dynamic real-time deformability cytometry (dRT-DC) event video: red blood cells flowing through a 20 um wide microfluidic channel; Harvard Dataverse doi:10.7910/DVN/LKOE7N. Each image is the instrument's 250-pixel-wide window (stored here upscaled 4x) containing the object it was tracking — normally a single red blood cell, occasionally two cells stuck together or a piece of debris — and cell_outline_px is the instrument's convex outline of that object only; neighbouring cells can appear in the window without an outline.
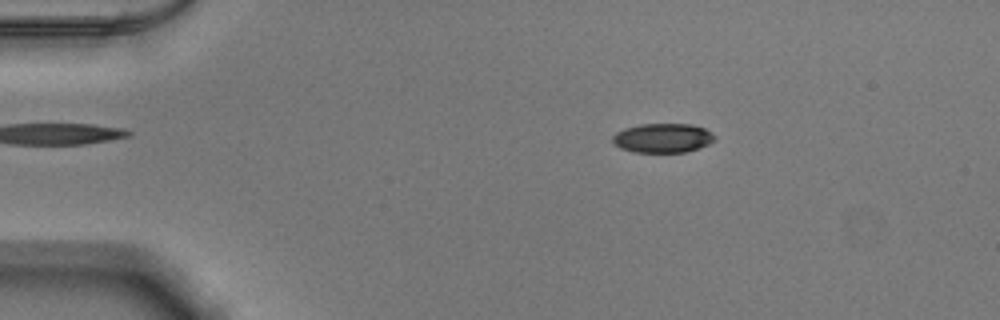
{"species": "Egyptian fruit bat (a non-hibernating species)", "species_latin": "Rousettus aegyptiacus", "temperature_condition": "warm", "stored_images_in_passage": 52, "camera_frame_rate_fps": 3000, "um_per_image_px": 0.085, "animal": {"sex": "male"}, "frame": {"image": 1, "passage_image": 9, "time_ms": 2.667, "image_size_px": [1000, 320], "cell_outline_px": [[716, 140], [708, 144], [684, 152], [632, 152], [620, 148], [612, 144], [612, 136], [616, 132], [624, 128], [640, 124], [692, 124], [704, 128], [712, 132], [716, 136]], "centroid_in_image_um": [56.31, 11.72], "position_along_channel_um": 28.7, "area_um2": 17.57}}
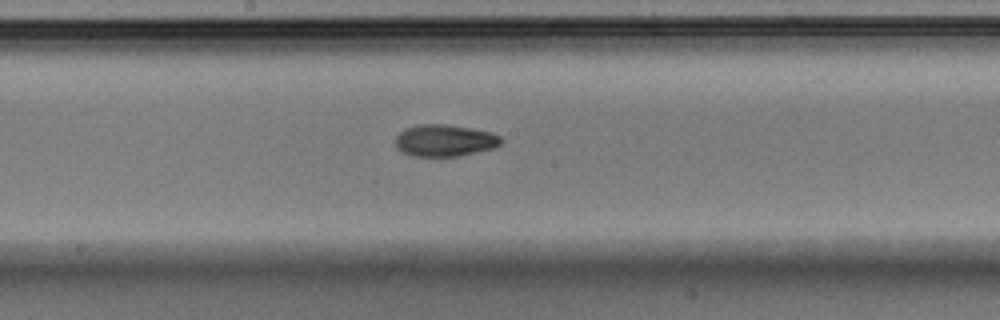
{"frame": {"image": 2, "passage_image": 28, "time_ms": 9.0, "image_size_px": [1000, 320], "cell_outline_px": [[504, 140], [496, 148], [460, 156], [412, 156], [396, 148], [396, 136], [404, 128], [420, 124], [444, 124], [468, 128], [488, 132], [500, 136]], "centroid_in_image_um": [37.8, 11.95], "position_along_channel_um": 210.4, "area_um2": 19.59}}
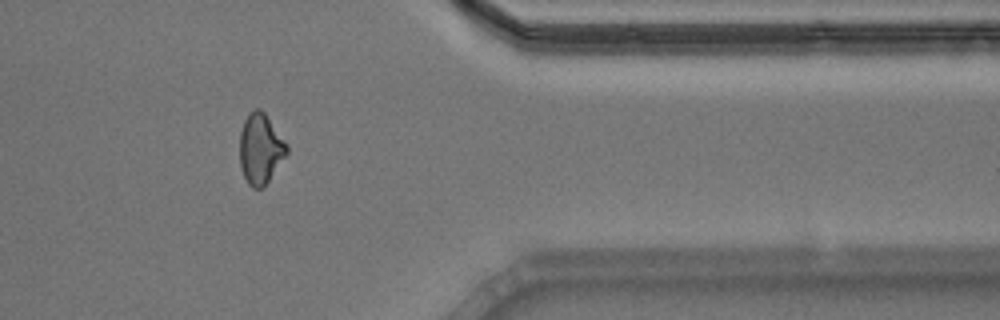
{"frame": {"image": 3, "passage_image": 43, "time_ms": 14.0, "image_size_px": [1000, 320], "cell_outline_px": [[288, 152], [264, 188], [252, 188], [248, 184], [240, 168], [240, 132], [244, 120], [248, 112], [256, 108], [260, 108], [264, 112], [288, 144]], "centroid_in_image_um": [22.13, 12.65], "position_along_channel_um": 389.3, "area_um2": 19.48}, "authors_computed_cell_mechanics": {"area_um2": 19.0162, "velocity_mm_per_s": 3.8855, "shape_relaxation_time_tau1_ms": 5.7721, "shape_relaxation_time_tau2_ms": 4.4644, "deformation_change_tau1": 0.159, "deformation_change_tau2": 0.0916}}